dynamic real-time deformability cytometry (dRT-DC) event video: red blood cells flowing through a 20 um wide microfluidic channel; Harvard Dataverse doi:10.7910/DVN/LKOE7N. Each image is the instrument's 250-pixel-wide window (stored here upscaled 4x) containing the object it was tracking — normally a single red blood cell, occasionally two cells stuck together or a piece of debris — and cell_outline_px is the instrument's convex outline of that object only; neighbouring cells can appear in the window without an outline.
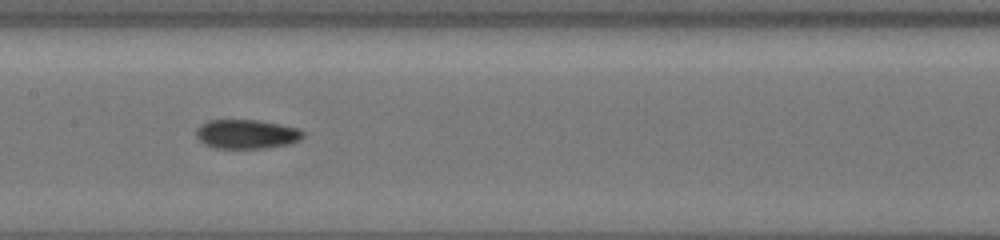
{"species": "common noctule bat (a hibernating species)", "species_latin": "Nyctalus noctula", "temperature_condition": "cold", "stored_images_in_passage": 21, "camera_frame_rate_fps": 3000, "um_per_image_px": 0.085, "animal": {"sex": "female", "body_mass_g": 19.5, "forearm_length_mm": 54.1}, "frame": {"image": 1, "passage_image": 12, "time_ms": 3.667, "image_size_px": [1000, 240], "cell_outline_px": [[304, 136], [300, 140], [292, 144], [268, 148], [212, 148], [204, 144], [196, 136], [196, 128], [200, 124], [208, 120], [256, 120], [280, 124], [300, 128], [304, 132]], "centroid_in_image_um": [20.98, 11.4], "position_along_channel_um": 186.4, "area_um2": 18.5}}
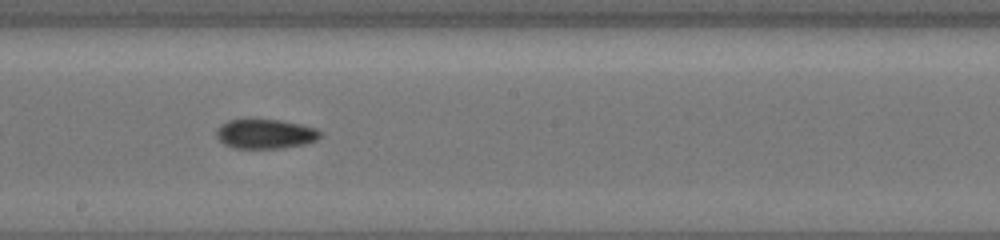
{"frame": {"image": 2, "passage_image": 15, "time_ms": 4.667, "image_size_px": [1000, 240], "cell_outline_px": [[320, 136], [316, 140], [304, 144], [280, 148], [232, 148], [224, 144], [216, 136], [216, 132], [228, 120], [280, 120], [300, 124], [316, 128], [320, 132]], "centroid_in_image_um": [22.56, 11.39], "position_along_channel_um": 225.6, "area_um2": 17.51}}
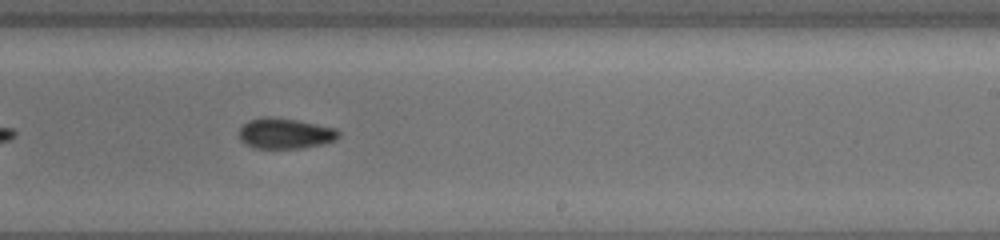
{"frame": {"image": 3, "passage_image": 18, "time_ms": 5.667, "image_size_px": [1000, 240], "cell_outline_px": [[340, 136], [336, 140], [324, 144], [300, 148], [252, 148], [240, 140], [240, 128], [244, 124], [252, 120], [268, 116], [296, 120], [336, 128], [340, 132]], "centroid_in_image_um": [24.27, 11.35], "position_along_channel_um": 264.7, "area_um2": 17.63}}